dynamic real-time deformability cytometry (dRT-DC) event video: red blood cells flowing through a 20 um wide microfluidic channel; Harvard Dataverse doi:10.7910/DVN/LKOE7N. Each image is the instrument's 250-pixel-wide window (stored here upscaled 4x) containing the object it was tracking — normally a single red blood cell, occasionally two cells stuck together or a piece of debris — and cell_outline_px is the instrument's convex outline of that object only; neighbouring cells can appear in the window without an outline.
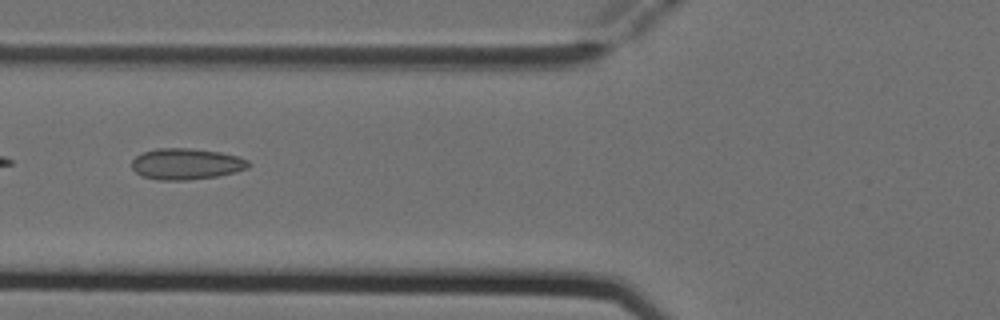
{"species": "Egyptian fruit bat (a non-hibernating species)", "species_latin": "Rousettus aegyptiacus", "temperature_condition": "cold", "stored_images_in_passage": 2, "camera_frame_rate_fps": 3000, "um_per_image_px": 0.085, "animal": {"sex": "female"}, "frame": {"image": 1, "passage_image": 2, "time_ms": 0.333, "image_size_px": [1000, 320], "cell_outline_px": [[252, 164], [248, 168], [216, 176], [188, 180], [156, 180], [140, 176], [132, 168], [132, 160], [136, 156], [144, 152], [156, 148], [192, 148], [220, 152], [236, 156], [248, 160]], "centroid_in_image_um": [15.8, 13.93], "position_along_channel_um": 110.0, "area_um2": 21.21}}